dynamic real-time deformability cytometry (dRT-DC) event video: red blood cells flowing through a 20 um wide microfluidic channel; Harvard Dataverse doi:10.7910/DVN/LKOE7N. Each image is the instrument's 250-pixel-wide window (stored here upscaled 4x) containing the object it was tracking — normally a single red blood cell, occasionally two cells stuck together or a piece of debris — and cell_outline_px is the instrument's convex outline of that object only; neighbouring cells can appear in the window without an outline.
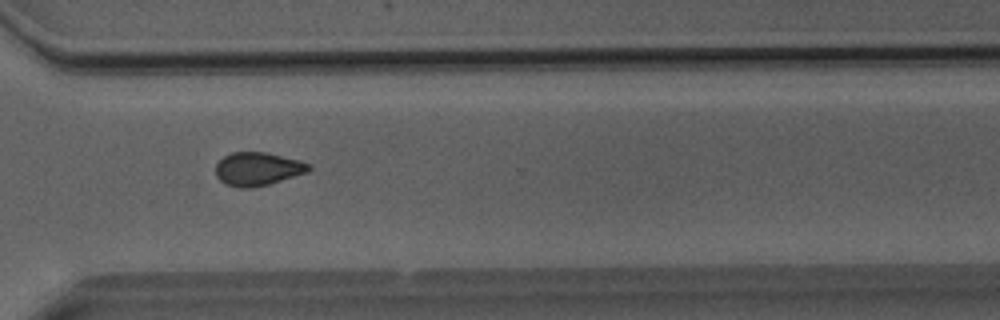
{"species": "Egyptian fruit bat (a non-hibernating species)", "species_latin": "Rousettus aegyptiacus", "temperature_condition": "room temperature", "stored_images_in_passage": 51, "camera_frame_rate_fps": 3000, "um_per_image_px": 0.085, "animal": {"sex": "male"}, "frame": {"image": 1, "passage_image": 38, "time_ms": 12.333, "image_size_px": [1000, 320], "cell_outline_px": [[312, 168], [308, 172], [268, 184], [248, 188], [240, 188], [224, 184], [216, 176], [216, 164], [224, 156], [232, 152], [268, 152], [300, 160], [312, 164]], "centroid_in_image_um": [21.92, 14.35], "position_along_channel_um": 348.7, "area_um2": 18.21}}
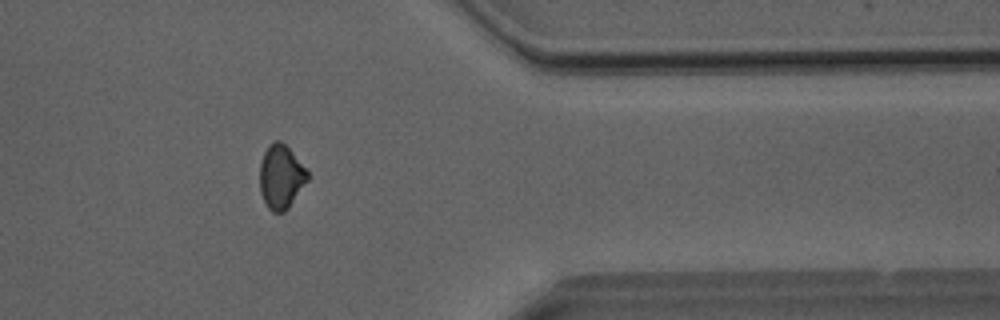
{"frame": {"image": 2, "passage_image": 42, "time_ms": 13.667, "image_size_px": [1000, 320], "cell_outline_px": [[308, 180], [288, 208], [284, 212], [272, 212], [268, 208], [260, 192], [260, 160], [268, 144], [276, 140], [280, 140], [288, 148], [308, 172]], "centroid_in_image_um": [23.86, 15.03], "position_along_channel_um": 387.5, "area_um2": 17.63}}
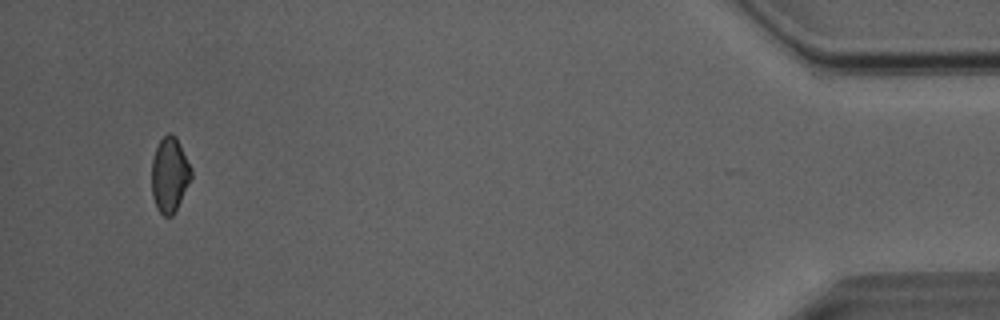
{"frame": {"image": 3, "passage_image": 49, "time_ms": 16.0, "image_size_px": [1000, 320], "cell_outline_px": [[192, 176], [172, 216], [164, 216], [156, 208], [152, 196], [152, 160], [156, 148], [160, 140], [168, 132], [172, 132], [176, 136], [192, 168]], "centroid_in_image_um": [14.41, 14.82], "position_along_channel_um": 420.8, "area_um2": 17.17}, "authors_computed_cell_mechanics": {"area_um2": 18.3804, "velocity_mm_per_s": 4.0836, "shape_relaxation_time_tau1_ms": null, "shape_relaxation_time_tau2_ms": 1.8446, "deformation_change_tau1": null, "deformation_change_tau2": 0.0686}}